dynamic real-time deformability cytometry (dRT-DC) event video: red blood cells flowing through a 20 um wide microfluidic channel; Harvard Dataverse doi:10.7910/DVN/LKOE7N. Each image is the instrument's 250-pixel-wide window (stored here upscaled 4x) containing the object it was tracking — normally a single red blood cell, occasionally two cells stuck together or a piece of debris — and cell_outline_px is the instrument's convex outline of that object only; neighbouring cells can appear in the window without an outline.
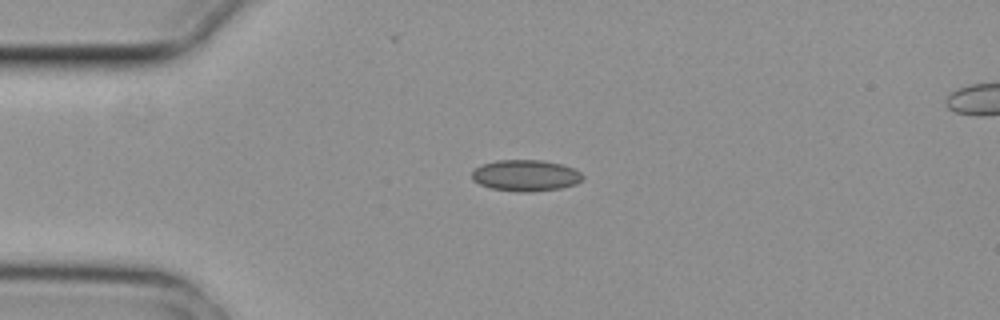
{"species": "common noctule bat (a hibernating species)", "species_latin": "Nyctalus noctula", "temperature_condition": "cold", "stored_images_in_passage": 3, "camera_frame_rate_fps": 3000, "um_per_image_px": 0.085, "animal": {"sex": "female", "body_mass_g": 29.2, "forearm_length_mm": 56.3}, "frame": {"image": 1, "passage_image": 1, "time_ms": 0.0, "image_size_px": [1000, 320], "cell_outline_px": [[584, 176], [576, 184], [560, 188], [532, 192], [520, 192], [492, 188], [480, 184], [472, 180], [472, 172], [480, 164], [496, 160], [544, 160], [560, 164], [572, 168], [580, 172]], "centroid_in_image_um": [44.66, 14.91], "position_along_channel_um": 40.3, "area_um2": 20.17}}